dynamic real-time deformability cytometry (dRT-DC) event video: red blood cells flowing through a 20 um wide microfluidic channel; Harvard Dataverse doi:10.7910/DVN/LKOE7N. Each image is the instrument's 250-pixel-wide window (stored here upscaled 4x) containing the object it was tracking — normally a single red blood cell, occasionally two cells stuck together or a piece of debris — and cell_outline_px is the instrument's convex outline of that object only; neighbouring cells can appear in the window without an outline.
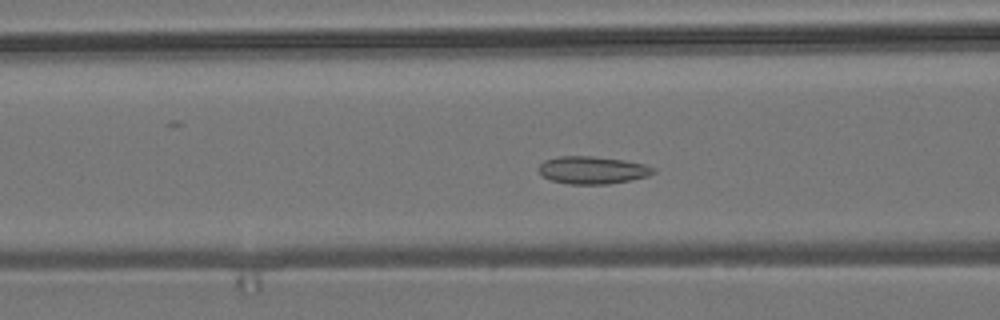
{"species": "common noctule bat (a hibernating species)", "species_latin": "Nyctalus noctula", "temperature_condition": "room temperature", "stored_images_in_passage": 38, "camera_frame_rate_fps": 3000, "um_per_image_px": 0.085, "animal": {"sex": "male", "body_mass_g": 19.2, "forearm_length_mm": 51.8}, "frame": {"image": 1, "passage_image": 4, "time_ms": 1.0, "image_size_px": [1000, 320], "cell_outline_px": [[656, 172], [648, 176], [632, 180], [608, 184], [568, 184], [552, 180], [544, 176], [540, 172], [540, 164], [544, 160], [556, 156], [592, 156], [624, 160], [644, 164], [656, 168]], "centroid_in_image_um": [50.4, 14.45], "position_along_channel_um": 116.2, "area_um2": 18.44}}
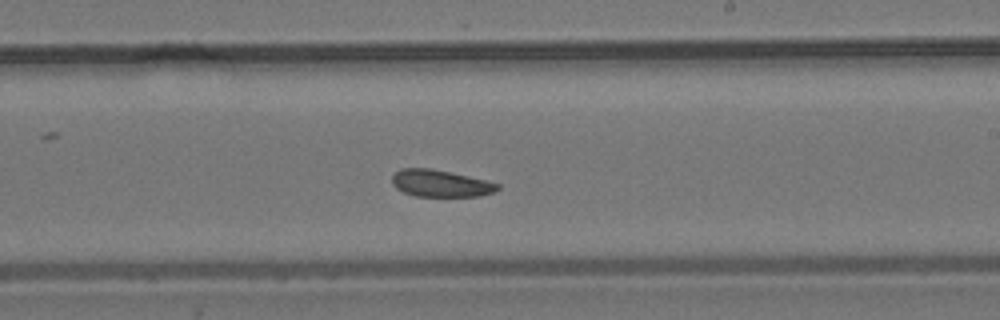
{"frame": {"image": 2, "passage_image": 15, "time_ms": 4.667, "image_size_px": [1000, 320], "cell_outline_px": [[500, 188], [492, 192], [480, 196], [416, 196], [404, 192], [396, 188], [392, 184], [392, 176], [400, 168], [432, 168], [484, 180], [500, 184]], "centroid_in_image_um": [37.41, 15.58], "position_along_channel_um": 251.6, "area_um2": 16.42}}
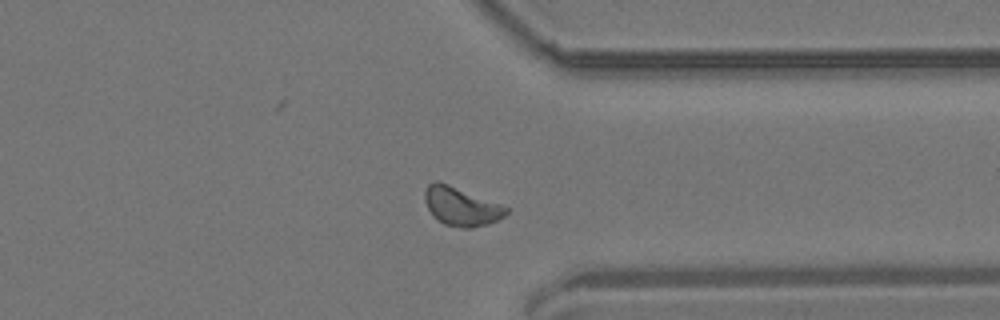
{"frame": {"image": 3, "passage_image": 25, "time_ms": 8.0, "image_size_px": [1000, 320], "cell_outline_px": [[508, 212], [504, 216], [488, 224], [472, 228], [460, 228], [444, 224], [436, 220], [432, 216], [424, 200], [424, 192], [428, 184], [436, 180], [440, 180], [508, 208]], "centroid_in_image_um": [39.14, 17.55], "position_along_channel_um": 372.3, "area_um2": 18.32}}